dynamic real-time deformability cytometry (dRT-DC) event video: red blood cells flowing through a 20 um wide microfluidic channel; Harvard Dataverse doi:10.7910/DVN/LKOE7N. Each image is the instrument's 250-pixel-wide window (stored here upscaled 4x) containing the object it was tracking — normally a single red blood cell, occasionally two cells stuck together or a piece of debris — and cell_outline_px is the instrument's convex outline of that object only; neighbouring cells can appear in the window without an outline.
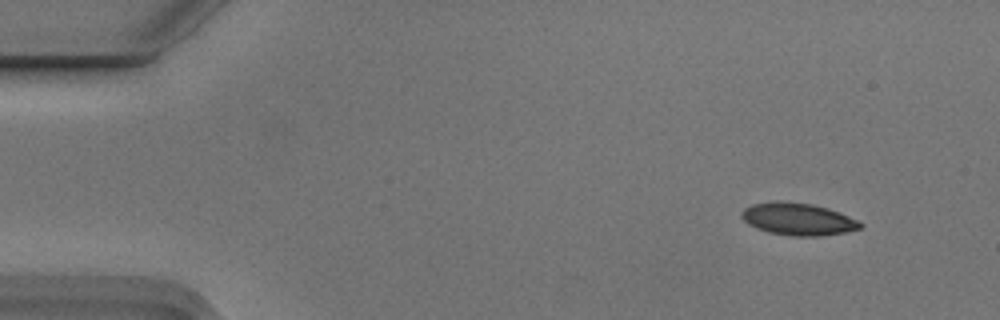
{"species": "Egyptian fruit bat (a non-hibernating species)", "species_latin": "Rousettus aegyptiacus", "temperature_condition": "cold", "stored_images_in_passage": 4, "camera_frame_rate_fps": 3000, "um_per_image_px": 0.085, "animal": {"sex": "male"}, "frame": {"image": 1, "passage_image": 1, "time_ms": 0.0, "image_size_px": [1000, 320], "cell_outline_px": [[864, 224], [860, 228], [848, 232], [820, 236], [792, 236], [768, 232], [756, 228], [748, 224], [740, 216], [740, 212], [744, 208], [752, 204], [776, 200], [780, 200], [812, 204], [828, 208], [848, 216]], "centroid_in_image_um": [67.8, 18.62], "position_along_channel_um": 17.2, "area_um2": 22.48}}
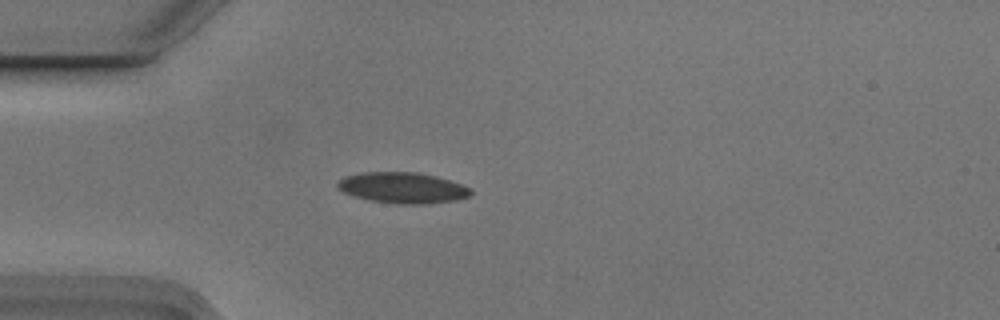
{"frame": {"image": 2, "passage_image": 4, "time_ms": 1.0, "image_size_px": [1000, 320], "cell_outline_px": [[472, 196], [456, 200], [428, 204], [396, 204], [368, 200], [344, 192], [336, 184], [344, 176], [364, 172], [416, 172], [436, 176], [472, 188]], "centroid_in_image_um": [34.26, 15.97], "position_along_channel_um": 50.7, "area_um2": 23.99}}